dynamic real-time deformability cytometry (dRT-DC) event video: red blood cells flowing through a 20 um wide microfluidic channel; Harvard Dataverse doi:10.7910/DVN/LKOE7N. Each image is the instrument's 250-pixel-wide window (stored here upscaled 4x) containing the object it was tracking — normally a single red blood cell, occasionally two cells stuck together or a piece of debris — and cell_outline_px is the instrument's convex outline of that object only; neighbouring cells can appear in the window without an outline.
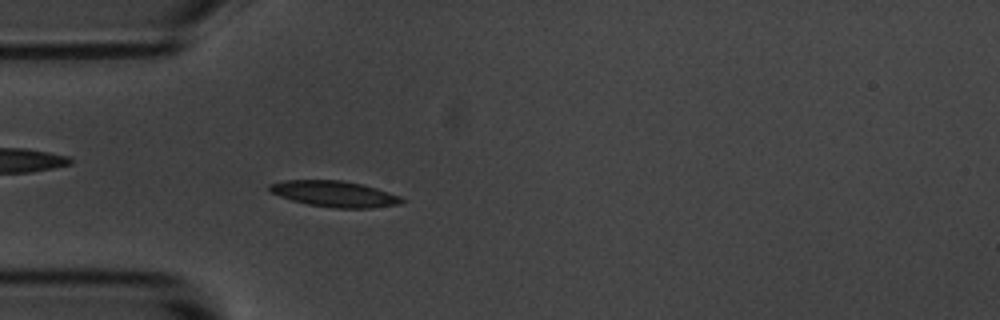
{"species": "common noctule bat (a hibernating species)", "species_latin": "Nyctalus noctula", "temperature_condition": "room temperature", "stored_images_in_passage": 54, "camera_frame_rate_fps": 3000, "um_per_image_px": 0.085, "animal": {"sex": "male", "body_mass_g": 20.1, "forearm_length_mm": 53.5}, "frame": {"image": 1, "passage_image": 15, "time_ms": 4.667, "image_size_px": [1000, 320], "cell_outline_px": [[404, 200], [400, 204], [372, 208], [336, 208], [308, 204], [292, 200], [268, 192], [268, 184], [284, 180], [344, 180], [364, 184], [400, 196]], "centroid_in_image_um": [28.41, 16.47], "position_along_channel_um": 56.6, "area_um2": 20.11}}
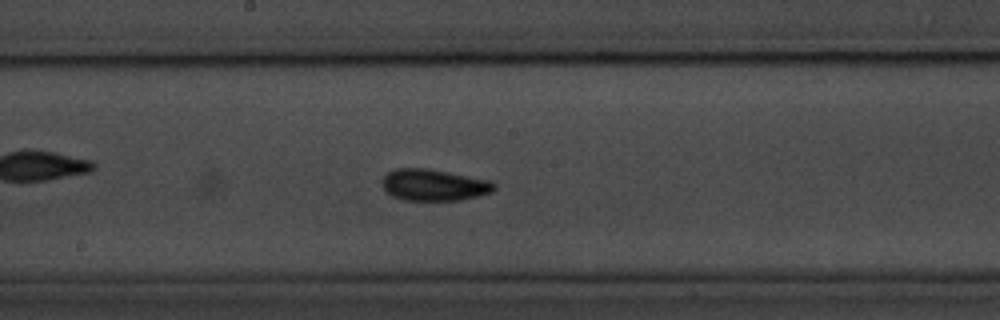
{"frame": {"image": 2, "passage_image": 28, "time_ms": 9.0, "image_size_px": [1000, 320], "cell_outline_px": [[496, 188], [492, 192], [460, 200], [404, 200], [392, 196], [384, 188], [384, 176], [392, 168], [428, 168], [492, 180], [496, 184]], "centroid_in_image_um": [36.92, 15.71], "position_along_channel_um": 211.3, "area_um2": 20.63}}
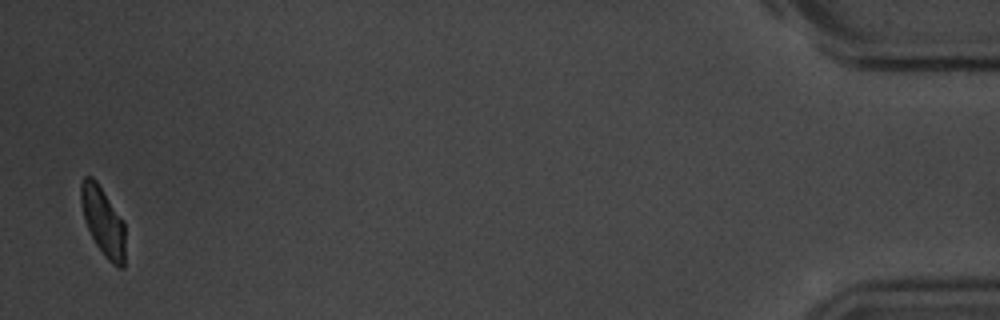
{"frame": {"image": 3, "passage_image": 53, "time_ms": 17.333, "image_size_px": [1000, 320], "cell_outline_px": [[124, 268], [116, 268], [104, 256], [96, 244], [84, 220], [80, 204], [80, 184], [84, 176], [92, 176], [96, 180], [124, 220]], "centroid_in_image_um": [8.75, 18.8], "position_along_channel_um": 426.5, "area_um2": 17.92}, "authors_computed_cell_mechanics": {"area_um2": 19.3341, "velocity_mm_per_s": 3.654, "shape_relaxation_time_tau1_ms": 2.0697, "shape_relaxation_time_tau2_ms": 2.0823, "deformation_change_tau1": 0.1201, "deformation_change_tau2": 0.0568}}